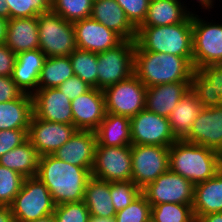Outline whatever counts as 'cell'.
I'll list each match as a JSON object with an SVG mask.
<instances>
[{
	"mask_svg": "<svg viewBox=\"0 0 222 222\" xmlns=\"http://www.w3.org/2000/svg\"><path fill=\"white\" fill-rule=\"evenodd\" d=\"M92 169H85L59 160L53 155L39 158L36 177L49 189L55 205L80 202Z\"/></svg>",
	"mask_w": 222,
	"mask_h": 222,
	"instance_id": "obj_1",
	"label": "cell"
},
{
	"mask_svg": "<svg viewBox=\"0 0 222 222\" xmlns=\"http://www.w3.org/2000/svg\"><path fill=\"white\" fill-rule=\"evenodd\" d=\"M135 47L138 50L185 57L192 64V14L184 22L174 25L139 26Z\"/></svg>",
	"mask_w": 222,
	"mask_h": 222,
	"instance_id": "obj_2",
	"label": "cell"
},
{
	"mask_svg": "<svg viewBox=\"0 0 222 222\" xmlns=\"http://www.w3.org/2000/svg\"><path fill=\"white\" fill-rule=\"evenodd\" d=\"M134 74L146 86L191 81L193 65L185 58L145 50L134 52Z\"/></svg>",
	"mask_w": 222,
	"mask_h": 222,
	"instance_id": "obj_3",
	"label": "cell"
},
{
	"mask_svg": "<svg viewBox=\"0 0 222 222\" xmlns=\"http://www.w3.org/2000/svg\"><path fill=\"white\" fill-rule=\"evenodd\" d=\"M169 170L194 185L204 182L220 171V152L177 140L169 148Z\"/></svg>",
	"mask_w": 222,
	"mask_h": 222,
	"instance_id": "obj_4",
	"label": "cell"
},
{
	"mask_svg": "<svg viewBox=\"0 0 222 222\" xmlns=\"http://www.w3.org/2000/svg\"><path fill=\"white\" fill-rule=\"evenodd\" d=\"M9 206L15 222H32L53 214L56 205L46 185L37 177H28Z\"/></svg>",
	"mask_w": 222,
	"mask_h": 222,
	"instance_id": "obj_5",
	"label": "cell"
},
{
	"mask_svg": "<svg viewBox=\"0 0 222 222\" xmlns=\"http://www.w3.org/2000/svg\"><path fill=\"white\" fill-rule=\"evenodd\" d=\"M39 49L46 57L69 56L76 48L72 22L52 10L38 15Z\"/></svg>",
	"mask_w": 222,
	"mask_h": 222,
	"instance_id": "obj_6",
	"label": "cell"
},
{
	"mask_svg": "<svg viewBox=\"0 0 222 222\" xmlns=\"http://www.w3.org/2000/svg\"><path fill=\"white\" fill-rule=\"evenodd\" d=\"M204 18V19H203ZM192 14V44L194 69L222 65V23Z\"/></svg>",
	"mask_w": 222,
	"mask_h": 222,
	"instance_id": "obj_7",
	"label": "cell"
},
{
	"mask_svg": "<svg viewBox=\"0 0 222 222\" xmlns=\"http://www.w3.org/2000/svg\"><path fill=\"white\" fill-rule=\"evenodd\" d=\"M135 41L123 40L105 52L97 53V89L117 84L134 74Z\"/></svg>",
	"mask_w": 222,
	"mask_h": 222,
	"instance_id": "obj_8",
	"label": "cell"
},
{
	"mask_svg": "<svg viewBox=\"0 0 222 222\" xmlns=\"http://www.w3.org/2000/svg\"><path fill=\"white\" fill-rule=\"evenodd\" d=\"M147 87L135 74L129 78L106 87V113L127 116L131 118L145 109Z\"/></svg>",
	"mask_w": 222,
	"mask_h": 222,
	"instance_id": "obj_9",
	"label": "cell"
},
{
	"mask_svg": "<svg viewBox=\"0 0 222 222\" xmlns=\"http://www.w3.org/2000/svg\"><path fill=\"white\" fill-rule=\"evenodd\" d=\"M169 148L154 145H131V180L141 190L169 170Z\"/></svg>",
	"mask_w": 222,
	"mask_h": 222,
	"instance_id": "obj_10",
	"label": "cell"
},
{
	"mask_svg": "<svg viewBox=\"0 0 222 222\" xmlns=\"http://www.w3.org/2000/svg\"><path fill=\"white\" fill-rule=\"evenodd\" d=\"M131 162V146L107 147L97 144L91 176L107 182L131 180Z\"/></svg>",
	"mask_w": 222,
	"mask_h": 222,
	"instance_id": "obj_11",
	"label": "cell"
},
{
	"mask_svg": "<svg viewBox=\"0 0 222 222\" xmlns=\"http://www.w3.org/2000/svg\"><path fill=\"white\" fill-rule=\"evenodd\" d=\"M132 145L171 147L175 138L169 119L143 109L130 118Z\"/></svg>",
	"mask_w": 222,
	"mask_h": 222,
	"instance_id": "obj_12",
	"label": "cell"
},
{
	"mask_svg": "<svg viewBox=\"0 0 222 222\" xmlns=\"http://www.w3.org/2000/svg\"><path fill=\"white\" fill-rule=\"evenodd\" d=\"M151 207L161 203L193 204L194 184L170 170L141 190Z\"/></svg>",
	"mask_w": 222,
	"mask_h": 222,
	"instance_id": "obj_13",
	"label": "cell"
},
{
	"mask_svg": "<svg viewBox=\"0 0 222 222\" xmlns=\"http://www.w3.org/2000/svg\"><path fill=\"white\" fill-rule=\"evenodd\" d=\"M77 130L74 125L41 120L33 114L28 140L39 156L53 155Z\"/></svg>",
	"mask_w": 222,
	"mask_h": 222,
	"instance_id": "obj_14",
	"label": "cell"
},
{
	"mask_svg": "<svg viewBox=\"0 0 222 222\" xmlns=\"http://www.w3.org/2000/svg\"><path fill=\"white\" fill-rule=\"evenodd\" d=\"M183 140L220 152L222 150V105L203 107L192 123L189 134Z\"/></svg>",
	"mask_w": 222,
	"mask_h": 222,
	"instance_id": "obj_15",
	"label": "cell"
},
{
	"mask_svg": "<svg viewBox=\"0 0 222 222\" xmlns=\"http://www.w3.org/2000/svg\"><path fill=\"white\" fill-rule=\"evenodd\" d=\"M73 27L76 46L81 50L101 53L123 41L117 33L91 17L74 22Z\"/></svg>",
	"mask_w": 222,
	"mask_h": 222,
	"instance_id": "obj_16",
	"label": "cell"
},
{
	"mask_svg": "<svg viewBox=\"0 0 222 222\" xmlns=\"http://www.w3.org/2000/svg\"><path fill=\"white\" fill-rule=\"evenodd\" d=\"M32 97L33 113L37 118L73 125L71 100L58 88L37 89Z\"/></svg>",
	"mask_w": 222,
	"mask_h": 222,
	"instance_id": "obj_17",
	"label": "cell"
},
{
	"mask_svg": "<svg viewBox=\"0 0 222 222\" xmlns=\"http://www.w3.org/2000/svg\"><path fill=\"white\" fill-rule=\"evenodd\" d=\"M73 125L78 130L95 131L106 115L104 92L91 88L71 101Z\"/></svg>",
	"mask_w": 222,
	"mask_h": 222,
	"instance_id": "obj_18",
	"label": "cell"
},
{
	"mask_svg": "<svg viewBox=\"0 0 222 222\" xmlns=\"http://www.w3.org/2000/svg\"><path fill=\"white\" fill-rule=\"evenodd\" d=\"M97 139L95 131L77 130L53 156L69 164L92 169L95 160Z\"/></svg>",
	"mask_w": 222,
	"mask_h": 222,
	"instance_id": "obj_19",
	"label": "cell"
},
{
	"mask_svg": "<svg viewBox=\"0 0 222 222\" xmlns=\"http://www.w3.org/2000/svg\"><path fill=\"white\" fill-rule=\"evenodd\" d=\"M190 89L191 81H178L147 87L145 109L168 118Z\"/></svg>",
	"mask_w": 222,
	"mask_h": 222,
	"instance_id": "obj_20",
	"label": "cell"
},
{
	"mask_svg": "<svg viewBox=\"0 0 222 222\" xmlns=\"http://www.w3.org/2000/svg\"><path fill=\"white\" fill-rule=\"evenodd\" d=\"M91 18L117 33L123 40L135 41L136 28L127 19L124 10L115 0L93 2Z\"/></svg>",
	"mask_w": 222,
	"mask_h": 222,
	"instance_id": "obj_21",
	"label": "cell"
},
{
	"mask_svg": "<svg viewBox=\"0 0 222 222\" xmlns=\"http://www.w3.org/2000/svg\"><path fill=\"white\" fill-rule=\"evenodd\" d=\"M45 58V54L40 49L17 54L11 77L24 93L32 95L38 89Z\"/></svg>",
	"mask_w": 222,
	"mask_h": 222,
	"instance_id": "obj_22",
	"label": "cell"
},
{
	"mask_svg": "<svg viewBox=\"0 0 222 222\" xmlns=\"http://www.w3.org/2000/svg\"><path fill=\"white\" fill-rule=\"evenodd\" d=\"M5 45L16 55L39 49L38 16L9 19Z\"/></svg>",
	"mask_w": 222,
	"mask_h": 222,
	"instance_id": "obj_23",
	"label": "cell"
},
{
	"mask_svg": "<svg viewBox=\"0 0 222 222\" xmlns=\"http://www.w3.org/2000/svg\"><path fill=\"white\" fill-rule=\"evenodd\" d=\"M182 0H150L147 15L140 26H165L184 22L191 14Z\"/></svg>",
	"mask_w": 222,
	"mask_h": 222,
	"instance_id": "obj_24",
	"label": "cell"
},
{
	"mask_svg": "<svg viewBox=\"0 0 222 222\" xmlns=\"http://www.w3.org/2000/svg\"><path fill=\"white\" fill-rule=\"evenodd\" d=\"M197 220L200 216L222 212V171L214 177L195 184L192 204Z\"/></svg>",
	"mask_w": 222,
	"mask_h": 222,
	"instance_id": "obj_25",
	"label": "cell"
},
{
	"mask_svg": "<svg viewBox=\"0 0 222 222\" xmlns=\"http://www.w3.org/2000/svg\"><path fill=\"white\" fill-rule=\"evenodd\" d=\"M97 144L107 147L131 146L130 118L106 113L95 130Z\"/></svg>",
	"mask_w": 222,
	"mask_h": 222,
	"instance_id": "obj_26",
	"label": "cell"
},
{
	"mask_svg": "<svg viewBox=\"0 0 222 222\" xmlns=\"http://www.w3.org/2000/svg\"><path fill=\"white\" fill-rule=\"evenodd\" d=\"M33 97L23 93L19 98L0 103V131L29 129L33 116Z\"/></svg>",
	"mask_w": 222,
	"mask_h": 222,
	"instance_id": "obj_27",
	"label": "cell"
},
{
	"mask_svg": "<svg viewBox=\"0 0 222 222\" xmlns=\"http://www.w3.org/2000/svg\"><path fill=\"white\" fill-rule=\"evenodd\" d=\"M83 202L91 218H111L116 215L110 195V182L91 177L85 188Z\"/></svg>",
	"mask_w": 222,
	"mask_h": 222,
	"instance_id": "obj_28",
	"label": "cell"
},
{
	"mask_svg": "<svg viewBox=\"0 0 222 222\" xmlns=\"http://www.w3.org/2000/svg\"><path fill=\"white\" fill-rule=\"evenodd\" d=\"M202 104L190 89L178 102L168 117L171 130L177 140H183L202 109Z\"/></svg>",
	"mask_w": 222,
	"mask_h": 222,
	"instance_id": "obj_29",
	"label": "cell"
},
{
	"mask_svg": "<svg viewBox=\"0 0 222 222\" xmlns=\"http://www.w3.org/2000/svg\"><path fill=\"white\" fill-rule=\"evenodd\" d=\"M39 154L29 140L0 157V165L20 173L23 177H36Z\"/></svg>",
	"mask_w": 222,
	"mask_h": 222,
	"instance_id": "obj_30",
	"label": "cell"
},
{
	"mask_svg": "<svg viewBox=\"0 0 222 222\" xmlns=\"http://www.w3.org/2000/svg\"><path fill=\"white\" fill-rule=\"evenodd\" d=\"M74 76L69 56L46 57L38 81V89L58 88Z\"/></svg>",
	"mask_w": 222,
	"mask_h": 222,
	"instance_id": "obj_31",
	"label": "cell"
},
{
	"mask_svg": "<svg viewBox=\"0 0 222 222\" xmlns=\"http://www.w3.org/2000/svg\"><path fill=\"white\" fill-rule=\"evenodd\" d=\"M73 73L92 88H97L98 70L97 53L76 48L69 55Z\"/></svg>",
	"mask_w": 222,
	"mask_h": 222,
	"instance_id": "obj_32",
	"label": "cell"
},
{
	"mask_svg": "<svg viewBox=\"0 0 222 222\" xmlns=\"http://www.w3.org/2000/svg\"><path fill=\"white\" fill-rule=\"evenodd\" d=\"M151 222H196L192 205L161 203L151 207Z\"/></svg>",
	"mask_w": 222,
	"mask_h": 222,
	"instance_id": "obj_33",
	"label": "cell"
},
{
	"mask_svg": "<svg viewBox=\"0 0 222 222\" xmlns=\"http://www.w3.org/2000/svg\"><path fill=\"white\" fill-rule=\"evenodd\" d=\"M92 6V0H52L51 10L68 22L74 23L90 18Z\"/></svg>",
	"mask_w": 222,
	"mask_h": 222,
	"instance_id": "obj_34",
	"label": "cell"
},
{
	"mask_svg": "<svg viewBox=\"0 0 222 222\" xmlns=\"http://www.w3.org/2000/svg\"><path fill=\"white\" fill-rule=\"evenodd\" d=\"M191 90L204 108L222 105V87L211 86V83L197 69H194L192 74Z\"/></svg>",
	"mask_w": 222,
	"mask_h": 222,
	"instance_id": "obj_35",
	"label": "cell"
},
{
	"mask_svg": "<svg viewBox=\"0 0 222 222\" xmlns=\"http://www.w3.org/2000/svg\"><path fill=\"white\" fill-rule=\"evenodd\" d=\"M9 19L35 17L51 11L52 0H6Z\"/></svg>",
	"mask_w": 222,
	"mask_h": 222,
	"instance_id": "obj_36",
	"label": "cell"
},
{
	"mask_svg": "<svg viewBox=\"0 0 222 222\" xmlns=\"http://www.w3.org/2000/svg\"><path fill=\"white\" fill-rule=\"evenodd\" d=\"M20 173L0 165V206H9L23 184Z\"/></svg>",
	"mask_w": 222,
	"mask_h": 222,
	"instance_id": "obj_37",
	"label": "cell"
},
{
	"mask_svg": "<svg viewBox=\"0 0 222 222\" xmlns=\"http://www.w3.org/2000/svg\"><path fill=\"white\" fill-rule=\"evenodd\" d=\"M115 222H151V205L141 193L130 205L119 210Z\"/></svg>",
	"mask_w": 222,
	"mask_h": 222,
	"instance_id": "obj_38",
	"label": "cell"
},
{
	"mask_svg": "<svg viewBox=\"0 0 222 222\" xmlns=\"http://www.w3.org/2000/svg\"><path fill=\"white\" fill-rule=\"evenodd\" d=\"M141 194V189L132 181L110 182V195L117 211L126 208Z\"/></svg>",
	"mask_w": 222,
	"mask_h": 222,
	"instance_id": "obj_39",
	"label": "cell"
},
{
	"mask_svg": "<svg viewBox=\"0 0 222 222\" xmlns=\"http://www.w3.org/2000/svg\"><path fill=\"white\" fill-rule=\"evenodd\" d=\"M53 215L55 222H91L90 212L83 201L56 205Z\"/></svg>",
	"mask_w": 222,
	"mask_h": 222,
	"instance_id": "obj_40",
	"label": "cell"
},
{
	"mask_svg": "<svg viewBox=\"0 0 222 222\" xmlns=\"http://www.w3.org/2000/svg\"><path fill=\"white\" fill-rule=\"evenodd\" d=\"M137 29L145 20L150 0H115Z\"/></svg>",
	"mask_w": 222,
	"mask_h": 222,
	"instance_id": "obj_41",
	"label": "cell"
},
{
	"mask_svg": "<svg viewBox=\"0 0 222 222\" xmlns=\"http://www.w3.org/2000/svg\"><path fill=\"white\" fill-rule=\"evenodd\" d=\"M28 140V129L0 131V157Z\"/></svg>",
	"mask_w": 222,
	"mask_h": 222,
	"instance_id": "obj_42",
	"label": "cell"
},
{
	"mask_svg": "<svg viewBox=\"0 0 222 222\" xmlns=\"http://www.w3.org/2000/svg\"><path fill=\"white\" fill-rule=\"evenodd\" d=\"M92 87L89 86L85 81L77 76H73L67 80H65L58 89L65 94L68 99L71 101L88 92Z\"/></svg>",
	"mask_w": 222,
	"mask_h": 222,
	"instance_id": "obj_43",
	"label": "cell"
},
{
	"mask_svg": "<svg viewBox=\"0 0 222 222\" xmlns=\"http://www.w3.org/2000/svg\"><path fill=\"white\" fill-rule=\"evenodd\" d=\"M23 93L11 76H0V103L17 99Z\"/></svg>",
	"mask_w": 222,
	"mask_h": 222,
	"instance_id": "obj_44",
	"label": "cell"
},
{
	"mask_svg": "<svg viewBox=\"0 0 222 222\" xmlns=\"http://www.w3.org/2000/svg\"><path fill=\"white\" fill-rule=\"evenodd\" d=\"M16 56L5 44L0 45V76H12Z\"/></svg>",
	"mask_w": 222,
	"mask_h": 222,
	"instance_id": "obj_45",
	"label": "cell"
},
{
	"mask_svg": "<svg viewBox=\"0 0 222 222\" xmlns=\"http://www.w3.org/2000/svg\"><path fill=\"white\" fill-rule=\"evenodd\" d=\"M211 86L222 87V65H208L197 69Z\"/></svg>",
	"mask_w": 222,
	"mask_h": 222,
	"instance_id": "obj_46",
	"label": "cell"
},
{
	"mask_svg": "<svg viewBox=\"0 0 222 222\" xmlns=\"http://www.w3.org/2000/svg\"><path fill=\"white\" fill-rule=\"evenodd\" d=\"M0 222H15L10 206H0Z\"/></svg>",
	"mask_w": 222,
	"mask_h": 222,
	"instance_id": "obj_47",
	"label": "cell"
},
{
	"mask_svg": "<svg viewBox=\"0 0 222 222\" xmlns=\"http://www.w3.org/2000/svg\"><path fill=\"white\" fill-rule=\"evenodd\" d=\"M196 222H222V212L200 216Z\"/></svg>",
	"mask_w": 222,
	"mask_h": 222,
	"instance_id": "obj_48",
	"label": "cell"
},
{
	"mask_svg": "<svg viewBox=\"0 0 222 222\" xmlns=\"http://www.w3.org/2000/svg\"><path fill=\"white\" fill-rule=\"evenodd\" d=\"M8 20V18L0 17V45L6 42Z\"/></svg>",
	"mask_w": 222,
	"mask_h": 222,
	"instance_id": "obj_49",
	"label": "cell"
},
{
	"mask_svg": "<svg viewBox=\"0 0 222 222\" xmlns=\"http://www.w3.org/2000/svg\"><path fill=\"white\" fill-rule=\"evenodd\" d=\"M197 2L201 5L200 9H205V10H207L209 12L211 11L212 8L215 7L213 5H215V3H216L215 0H196V3Z\"/></svg>",
	"mask_w": 222,
	"mask_h": 222,
	"instance_id": "obj_50",
	"label": "cell"
},
{
	"mask_svg": "<svg viewBox=\"0 0 222 222\" xmlns=\"http://www.w3.org/2000/svg\"><path fill=\"white\" fill-rule=\"evenodd\" d=\"M0 17L9 19V10L7 7L6 0H0Z\"/></svg>",
	"mask_w": 222,
	"mask_h": 222,
	"instance_id": "obj_51",
	"label": "cell"
},
{
	"mask_svg": "<svg viewBox=\"0 0 222 222\" xmlns=\"http://www.w3.org/2000/svg\"><path fill=\"white\" fill-rule=\"evenodd\" d=\"M91 222H115V217H111V218H104V217L91 218Z\"/></svg>",
	"mask_w": 222,
	"mask_h": 222,
	"instance_id": "obj_52",
	"label": "cell"
},
{
	"mask_svg": "<svg viewBox=\"0 0 222 222\" xmlns=\"http://www.w3.org/2000/svg\"><path fill=\"white\" fill-rule=\"evenodd\" d=\"M32 222H55V218H54V215L51 214L46 217L39 218V219L32 221Z\"/></svg>",
	"mask_w": 222,
	"mask_h": 222,
	"instance_id": "obj_53",
	"label": "cell"
},
{
	"mask_svg": "<svg viewBox=\"0 0 222 222\" xmlns=\"http://www.w3.org/2000/svg\"><path fill=\"white\" fill-rule=\"evenodd\" d=\"M220 170L222 171V150L220 151Z\"/></svg>",
	"mask_w": 222,
	"mask_h": 222,
	"instance_id": "obj_54",
	"label": "cell"
}]
</instances>
